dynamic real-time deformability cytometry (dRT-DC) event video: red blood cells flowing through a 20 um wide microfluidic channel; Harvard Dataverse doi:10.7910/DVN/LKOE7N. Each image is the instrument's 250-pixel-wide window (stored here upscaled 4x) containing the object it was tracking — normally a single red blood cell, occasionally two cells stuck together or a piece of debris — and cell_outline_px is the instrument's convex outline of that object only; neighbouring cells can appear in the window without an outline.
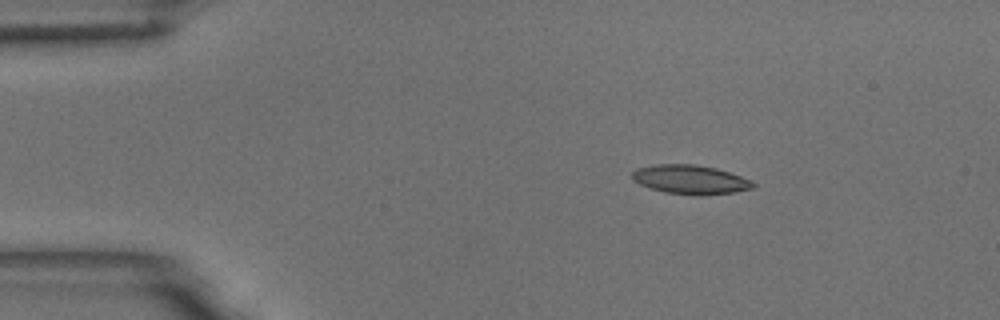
{"species": "common noctule bat (a hibernating species)", "species_latin": "Nyctalus noctula", "temperature_condition": "room temperature", "stored_images_in_passage": 5, "camera_frame_rate_fps": 3000, "um_per_image_px": 0.085, "animal": {"sex": "male", "body_mass_g": 18.8}, "frame": {"image": 1, "passage_image": 3, "time_ms": 0.667, "image_size_px": [1000, 320], "cell_outline_px": [[756, 184], [752, 188], [732, 192], [664, 192], [648, 188], [632, 180], [632, 172], [636, 168], [656, 164], [696, 164], [716, 168], [752, 180]], "centroid_in_image_um": [58.61, 15.2], "position_along_channel_um": 26.4, "area_um2": 19.59}}